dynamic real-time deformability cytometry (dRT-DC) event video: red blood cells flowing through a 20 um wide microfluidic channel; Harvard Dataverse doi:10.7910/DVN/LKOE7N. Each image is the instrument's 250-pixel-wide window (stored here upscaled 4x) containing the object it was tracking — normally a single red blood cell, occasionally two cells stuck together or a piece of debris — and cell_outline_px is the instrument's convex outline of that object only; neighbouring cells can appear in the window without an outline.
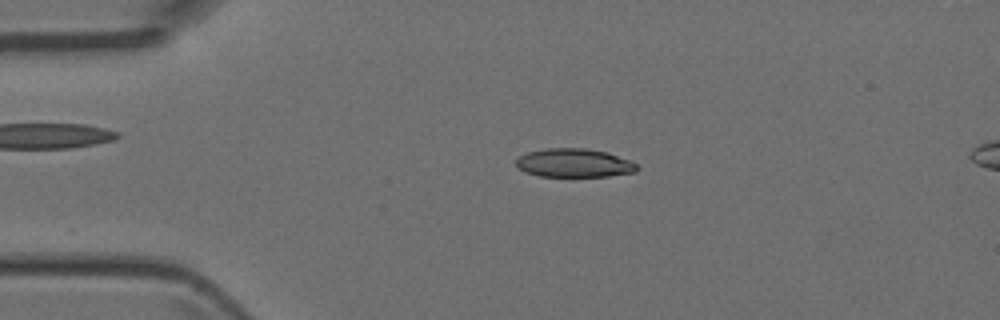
{"species": "Egyptian fruit bat (a non-hibernating species)", "species_latin": "Rousettus aegyptiacus", "temperature_condition": "room temperature", "stored_images_in_passage": 47, "camera_frame_rate_fps": 3000, "um_per_image_px": 0.085, "animal": {"sex": "female"}, "frame": {"image": 1, "passage_image": 10, "time_ms": 3.0, "image_size_px": [1000, 320], "cell_outline_px": [[636, 172], [608, 176], [540, 176], [524, 172], [516, 168], [516, 160], [520, 156], [528, 152], [548, 148], [584, 148], [608, 152], [632, 160], [636, 164]], "centroid_in_image_um": [48.8, 13.85], "position_along_channel_um": 36.2, "area_um2": 20.23}}
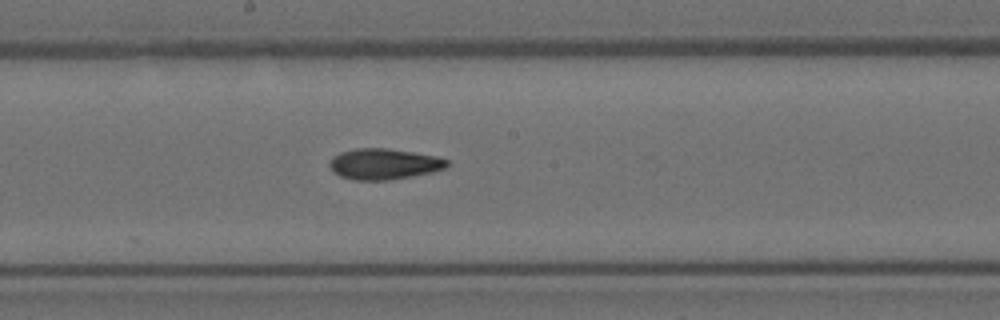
{"frame": {"image": 2, "passage_image": 25, "time_ms": 8.0, "image_size_px": [1000, 320], "cell_outline_px": [[448, 164], [444, 168], [432, 172], [412, 176], [388, 180], [352, 180], [340, 176], [332, 172], [328, 164], [332, 156], [340, 152], [356, 148], [384, 148], [412, 152], [436, 156], [448, 160]], "centroid_in_image_um": [32.57, 13.94], "position_along_channel_um": 215.6, "area_um2": 21.15}}
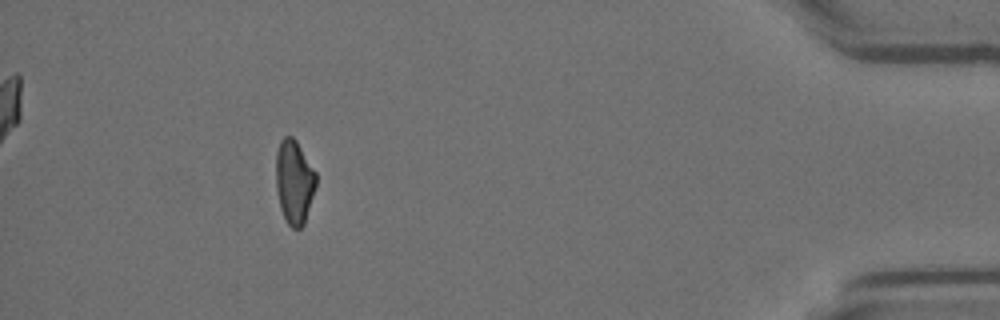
{"frame": {"image": 3, "passage_image": 43, "time_ms": 14.0, "image_size_px": [1000, 320], "cell_outline_px": [[316, 184], [304, 224], [300, 228], [292, 228], [288, 224], [280, 208], [276, 188], [276, 152], [280, 140], [284, 136], [292, 136], [296, 140], [316, 172]], "centroid_in_image_um": [24.99, 15.43], "position_along_channel_um": 410.2, "area_um2": 19.54}}